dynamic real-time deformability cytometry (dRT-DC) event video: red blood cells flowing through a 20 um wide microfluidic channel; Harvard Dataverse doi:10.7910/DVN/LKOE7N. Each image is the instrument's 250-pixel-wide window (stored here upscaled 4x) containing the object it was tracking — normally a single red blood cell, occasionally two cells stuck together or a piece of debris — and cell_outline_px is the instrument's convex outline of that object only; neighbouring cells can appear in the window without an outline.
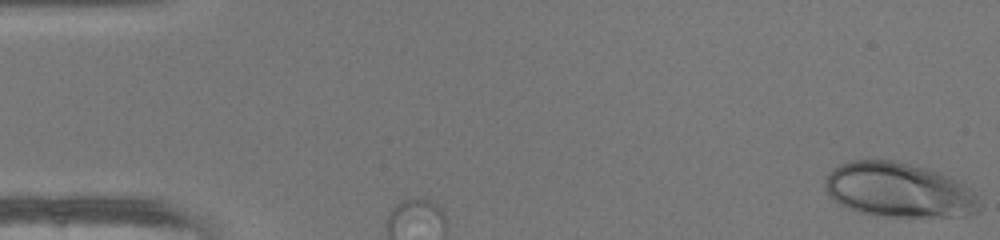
{"species": "human", "species_latin": "Homo sapiens", "temperature_condition": "warm", "stored_images_in_passage": 4, "segment_of_instrument_passage": [1, 3], "camera_frame_rate_fps": 3000, "um_per_image_px": 0.085, "donor": {"sex": "female"}, "frame": {"image": 1, "passage_image": 1, "time_ms": 0.0, "image_size_px": [1000, 240], "cell_outline_px": [[980, 208], [976, 212], [964, 216], [872, 216], [848, 208], [832, 200], [828, 196], [824, 188], [824, 180], [828, 172], [832, 168], [848, 160], [896, 160], [932, 168], [972, 188], [976, 192], [980, 204]], "centroid_in_image_um": [76.37, 16.13], "position_along_channel_um": 8.6, "area_um2": 50.05}}